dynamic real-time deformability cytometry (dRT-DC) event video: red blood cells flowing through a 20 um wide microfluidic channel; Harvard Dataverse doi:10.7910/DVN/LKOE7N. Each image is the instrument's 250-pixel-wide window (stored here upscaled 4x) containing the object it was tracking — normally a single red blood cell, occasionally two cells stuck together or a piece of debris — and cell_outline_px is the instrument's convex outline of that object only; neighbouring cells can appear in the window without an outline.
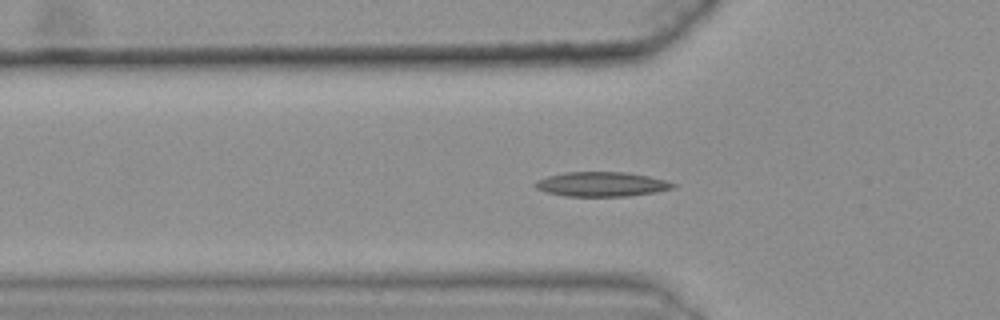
{"species": "common noctule bat (a hibernating species)", "species_latin": "Nyctalus noctula", "temperature_condition": "warm", "stored_images_in_passage": 32, "camera_frame_rate_fps": 3000, "um_per_image_px": 0.085, "animal": {"sex": "female", "body_mass_g": 25.1}, "frame": {"image": 1, "passage_image": 3, "time_ms": 0.667, "image_size_px": [1000, 320], "cell_outline_px": [[676, 188], [656, 192], [628, 196], [564, 196], [548, 192], [536, 188], [532, 184], [548, 176], [564, 172], [624, 172], [648, 176], [664, 180], [676, 184]], "centroid_in_image_um": [51.16, 15.66], "position_along_channel_um": 74.6, "area_um2": 19.59}}
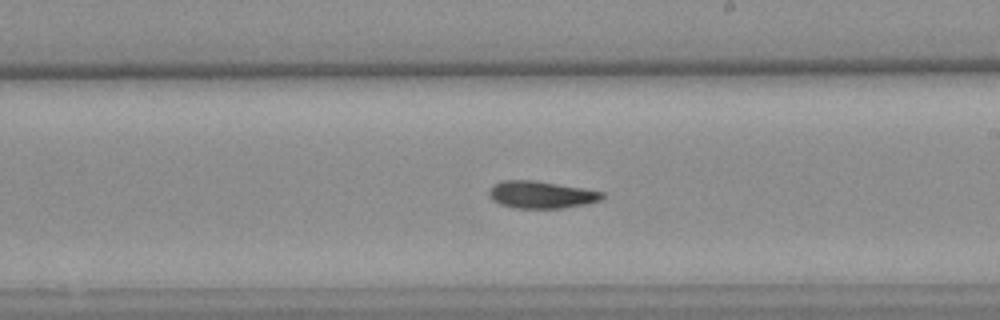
{"frame": {"image": 2, "passage_image": 17, "time_ms": 5.333, "image_size_px": [1000, 320], "cell_outline_px": [[604, 196], [600, 200], [588, 204], [560, 208], [516, 208], [500, 204], [492, 200], [488, 192], [492, 184], [504, 180], [532, 180], [584, 188], [604, 192]], "centroid_in_image_um": [45.99, 16.54], "position_along_channel_um": 243.0, "area_um2": 17.98}}
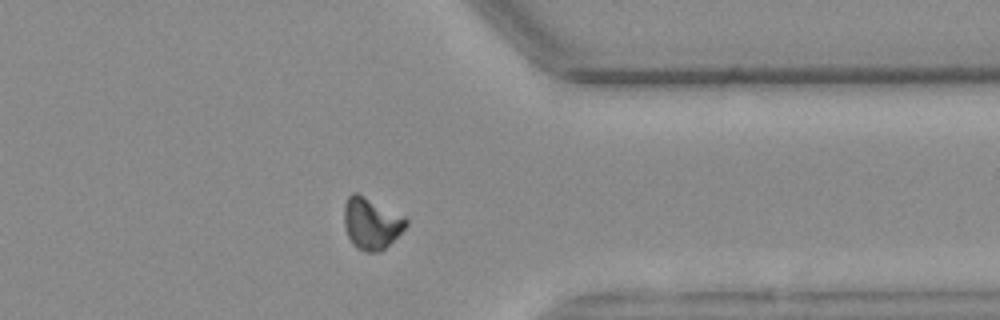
{"frame": {"image": 3, "passage_image": 29, "time_ms": 9.333, "image_size_px": [1000, 320], "cell_outline_px": [[408, 224], [380, 252], [364, 252], [356, 248], [352, 244], [348, 236], [344, 224], [344, 204], [348, 196], [352, 192], [356, 192], [404, 216], [408, 220]], "centroid_in_image_um": [31.53, 18.99], "position_along_channel_um": 379.9, "area_um2": 18.44}}